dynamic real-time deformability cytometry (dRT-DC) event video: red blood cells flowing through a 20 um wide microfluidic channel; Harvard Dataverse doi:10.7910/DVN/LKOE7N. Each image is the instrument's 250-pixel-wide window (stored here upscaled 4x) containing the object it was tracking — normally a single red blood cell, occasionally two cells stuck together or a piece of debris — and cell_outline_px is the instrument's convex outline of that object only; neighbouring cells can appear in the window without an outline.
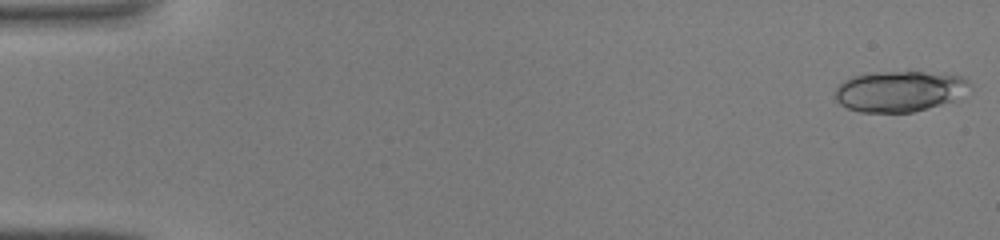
{"species": "common noctule bat (a hibernating species)", "species_latin": "Nyctalus noctula", "temperature_condition": "warm", "stored_images_in_passage": 16, "camera_frame_rate_fps": 3000, "um_per_image_px": 0.085, "animal": {"sex": "male", "body_mass_g": 19.0, "forearm_length_mm": 50.8}, "frame": {"image": 1, "passage_image": 1, "time_ms": 0.0, "image_size_px": [1000, 240], "cell_outline_px": [[972, 84], [952, 100], [940, 104], [912, 112], [860, 112], [848, 108], [840, 104], [836, 100], [836, 88], [844, 80], [852, 76], [872, 72], [920, 72], [960, 76], [968, 80]], "centroid_in_image_um": [76.38, 7.75], "position_along_channel_um": 8.6, "area_um2": 31.39}}
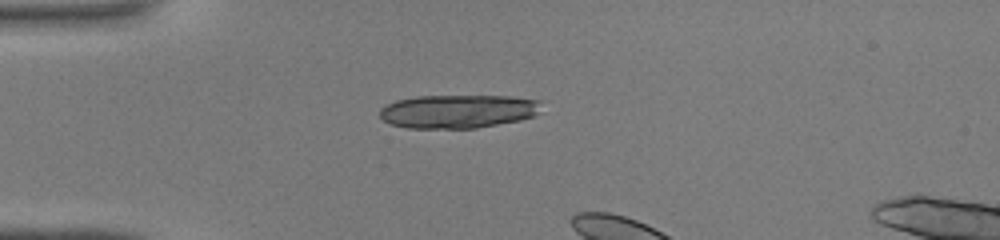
{"frame": {"image": 2, "passage_image": 12, "time_ms": 3.667, "image_size_px": [1000, 240], "cell_outline_px": [[540, 112], [532, 116], [520, 120], [476, 128], [408, 128], [392, 124], [384, 120], [380, 116], [380, 108], [396, 100], [416, 96], [508, 96], [540, 100]], "centroid_in_image_um": [38.93, 9.46], "position_along_channel_um": 46.1, "area_um2": 31.5}}